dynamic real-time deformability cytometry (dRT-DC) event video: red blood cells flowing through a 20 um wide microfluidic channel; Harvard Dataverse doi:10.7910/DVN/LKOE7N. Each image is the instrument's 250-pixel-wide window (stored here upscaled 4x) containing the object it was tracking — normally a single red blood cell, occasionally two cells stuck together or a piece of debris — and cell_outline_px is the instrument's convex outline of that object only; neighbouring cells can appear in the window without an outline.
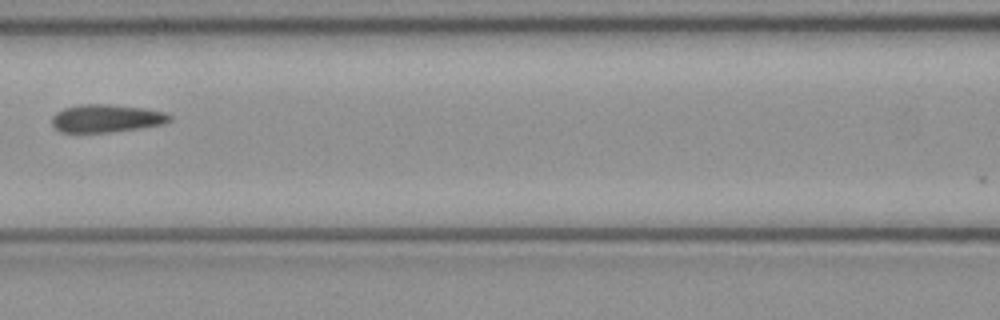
{"species": "common noctule bat (a hibernating species)", "species_latin": "Nyctalus noctula", "temperature_condition": "cold", "stored_images_in_passage": 4, "camera_frame_rate_fps": 3000, "um_per_image_px": 0.085, "animal": {"sex": "female", "body_mass_g": 21.9}, "frame": {"image": 1, "passage_image": 4, "time_ms": 1.0, "image_size_px": [1000, 320], "cell_outline_px": [[172, 120], [164, 124], [140, 128], [112, 132], [60, 132], [52, 124], [52, 116], [56, 112], [64, 108], [80, 104], [108, 104], [140, 108], [164, 112], [172, 116]], "centroid_in_image_um": [9.04, 10.06], "position_along_channel_um": 157.6, "area_um2": 19.07}}